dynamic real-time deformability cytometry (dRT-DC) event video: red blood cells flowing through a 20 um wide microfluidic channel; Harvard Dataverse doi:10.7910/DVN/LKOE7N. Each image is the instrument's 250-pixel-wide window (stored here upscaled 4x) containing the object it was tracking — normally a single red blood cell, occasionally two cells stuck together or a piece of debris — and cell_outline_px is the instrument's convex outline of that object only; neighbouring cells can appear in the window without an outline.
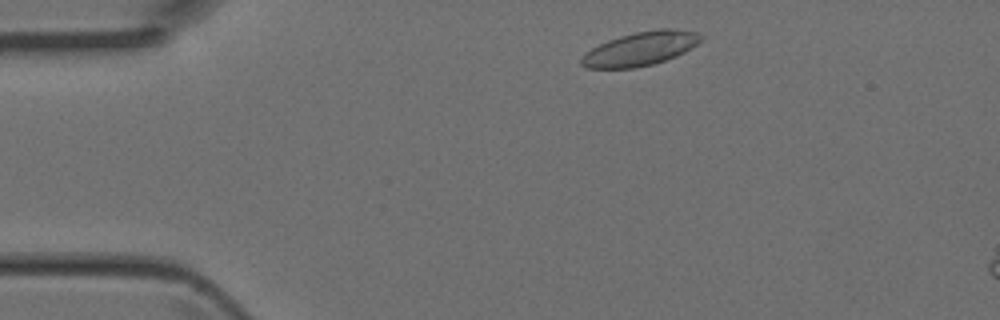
{"species": "Egyptian fruit bat (a non-hibernating species)", "species_latin": "Rousettus aegyptiacus", "temperature_condition": "room temperature", "stored_images_in_passage": 3, "camera_frame_rate_fps": 3000, "um_per_image_px": 0.085, "animal": {"sex": "female"}, "frame": {"image": 1, "passage_image": 1, "time_ms": 0.0, "image_size_px": [1000, 320], "cell_outline_px": [[704, 36], [696, 44], [684, 52], [676, 56], [652, 64], [636, 68], [588, 68], [580, 64], [580, 56], [584, 52], [608, 40], [620, 36], [636, 32], [660, 28], [672, 28], [696, 32]], "centroid_in_image_um": [54.4, 4.14], "position_along_channel_um": 30.6, "area_um2": 23.47}}